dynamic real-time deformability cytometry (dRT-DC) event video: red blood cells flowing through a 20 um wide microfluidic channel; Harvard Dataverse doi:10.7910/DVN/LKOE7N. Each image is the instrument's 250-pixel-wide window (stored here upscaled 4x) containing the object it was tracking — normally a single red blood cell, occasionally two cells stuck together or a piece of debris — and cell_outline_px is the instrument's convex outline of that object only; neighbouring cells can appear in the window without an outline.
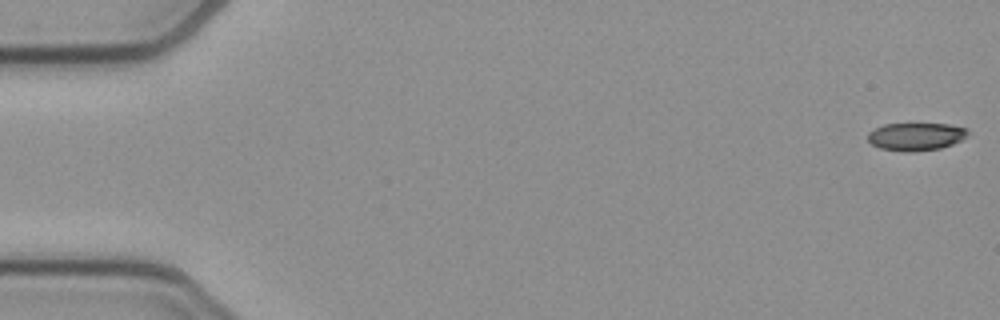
{"species": "common noctule bat (a hibernating species)", "species_latin": "Nyctalus noctula", "temperature_condition": "cold", "stored_images_in_passage": 53, "camera_frame_rate_fps": 3000, "um_per_image_px": 0.085, "animal": {"sex": "female", "body_mass_g": 21.9}, "frame": {"image": 1, "passage_image": 1, "time_ms": 0.0, "image_size_px": [1000, 320], "cell_outline_px": [[968, 132], [960, 140], [952, 144], [940, 148], [912, 152], [904, 152], [880, 148], [872, 144], [868, 140], [868, 132], [884, 124], [948, 124], [968, 128]], "centroid_in_image_um": [77.83, 11.61], "position_along_channel_um": 7.2, "area_um2": 16.07}}
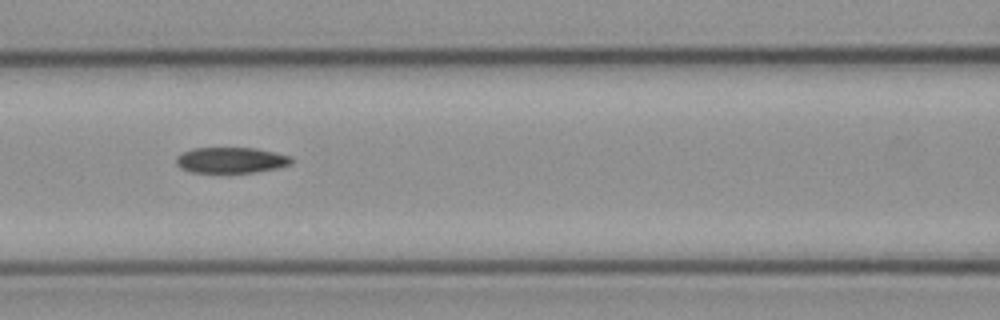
{"frame": {"image": 2, "passage_image": 23, "time_ms": 7.333, "image_size_px": [1000, 320], "cell_outline_px": [[292, 164], [276, 168], [252, 172], [188, 172], [180, 168], [176, 164], [176, 156], [192, 148], [256, 148], [292, 156]], "centroid_in_image_um": [19.62, 13.61], "position_along_channel_um": 147.0, "area_um2": 17.28}}
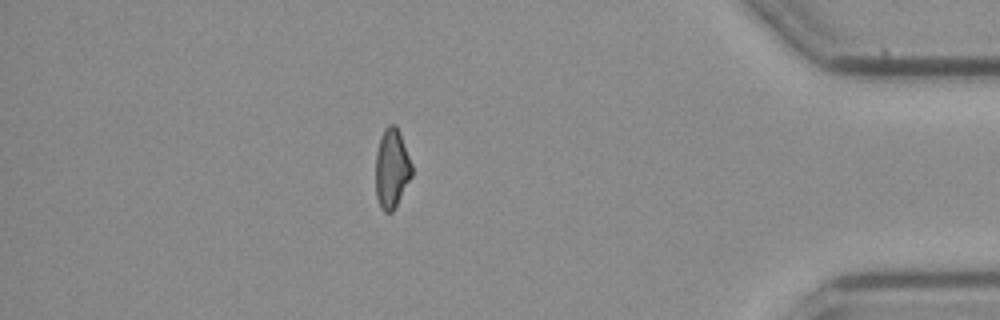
{"frame": {"image": 3, "passage_image": 46, "time_ms": 15.0, "image_size_px": [1000, 320], "cell_outline_px": [[412, 176], [392, 212], [384, 212], [380, 208], [376, 196], [376, 152], [380, 136], [384, 128], [388, 124], [396, 124], [400, 132], [412, 164]], "centroid_in_image_um": [33.29, 14.29], "position_along_channel_um": 401.9, "area_um2": 16.88}, "authors_computed_cell_mechanics": {"area_um2": 17.6868, "velocity_mm_per_s": 3.8901, "shape_relaxation_time_tau1_ms": null, "shape_relaxation_time_tau2_ms": 3.3307, "deformation_change_tau1": null, "deformation_change_tau2": 0.1026}}